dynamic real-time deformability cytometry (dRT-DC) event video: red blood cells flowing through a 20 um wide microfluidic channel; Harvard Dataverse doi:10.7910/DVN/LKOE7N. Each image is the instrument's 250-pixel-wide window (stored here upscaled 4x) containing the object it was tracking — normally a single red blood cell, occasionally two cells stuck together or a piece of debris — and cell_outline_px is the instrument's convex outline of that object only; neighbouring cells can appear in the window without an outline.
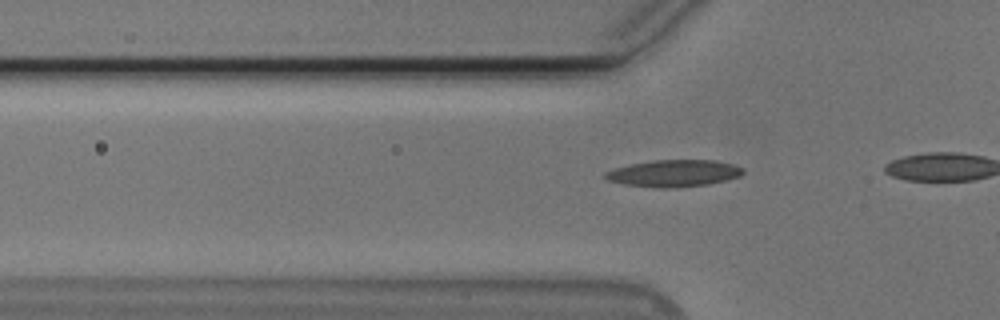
{"species": "Egyptian fruit bat (a non-hibernating species)", "species_latin": "Rousettus aegyptiacus", "temperature_condition": "cold", "stored_images_in_passage": 9, "camera_frame_rate_fps": 3000, "um_per_image_px": 0.085, "animal": {"sex": "male"}, "frame": {"image": 1, "passage_image": 4, "time_ms": 1.0, "image_size_px": [1000, 320], "cell_outline_px": [[744, 172], [740, 176], [708, 184], [676, 188], [656, 188], [624, 184], [608, 180], [604, 176], [604, 172], [616, 168], [632, 164], [652, 160], [716, 160], [732, 164], [744, 168]], "centroid_in_image_um": [57.28, 14.73], "position_along_channel_um": 68.5, "area_um2": 21.56}}